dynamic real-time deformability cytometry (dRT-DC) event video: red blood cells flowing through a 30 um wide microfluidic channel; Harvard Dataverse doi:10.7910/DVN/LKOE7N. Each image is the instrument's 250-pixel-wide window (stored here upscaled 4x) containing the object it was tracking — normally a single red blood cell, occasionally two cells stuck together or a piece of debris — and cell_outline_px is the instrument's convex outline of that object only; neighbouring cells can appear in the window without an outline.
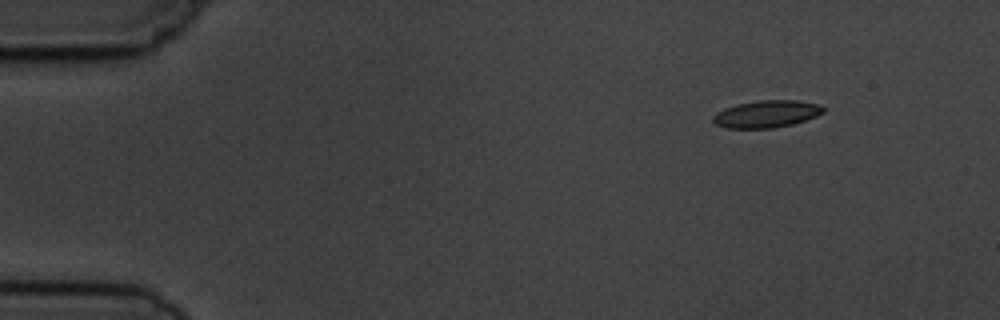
{"species": "common noctule bat (a hibernating species)", "species_latin": "Nyctalus noctula", "temperature_condition": "cold", "stored_images_in_passage": 4, "camera_frame_rate_fps": 3000, "um_per_image_px": 0.085, "animal": {"sex": "male", "body_mass_g": 19.5, "forearm_length_mm": 54.6}, "frame": {"image": 1, "passage_image": 1, "time_ms": 0.0, "image_size_px": [1000, 320], "cell_outline_px": [[824, 112], [816, 116], [792, 124], [772, 128], [728, 128], [716, 124], [712, 120], [712, 116], [716, 112], [724, 108], [736, 104], [756, 100], [800, 100], [820, 104], [824, 108]], "centroid_in_image_um": [65.15, 9.67], "position_along_channel_um": 19.9, "area_um2": 17.57}}
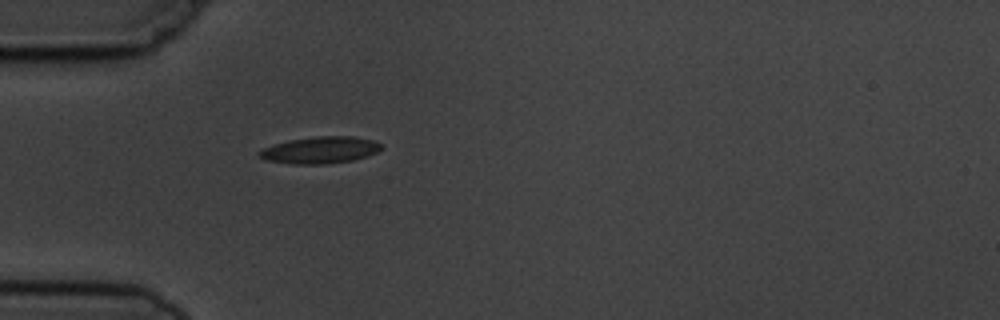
{"frame": {"image": 2, "passage_image": 4, "time_ms": 3.333, "image_size_px": [1000, 320], "cell_outline_px": [[380, 148], [376, 152], [368, 156], [352, 160], [324, 164], [292, 164], [264, 160], [256, 156], [256, 152], [264, 148], [288, 140], [316, 136], [352, 136], [372, 140], [380, 144]], "centroid_in_image_um": [27.14, 12.76], "position_along_channel_um": 57.9, "area_um2": 19.02}}